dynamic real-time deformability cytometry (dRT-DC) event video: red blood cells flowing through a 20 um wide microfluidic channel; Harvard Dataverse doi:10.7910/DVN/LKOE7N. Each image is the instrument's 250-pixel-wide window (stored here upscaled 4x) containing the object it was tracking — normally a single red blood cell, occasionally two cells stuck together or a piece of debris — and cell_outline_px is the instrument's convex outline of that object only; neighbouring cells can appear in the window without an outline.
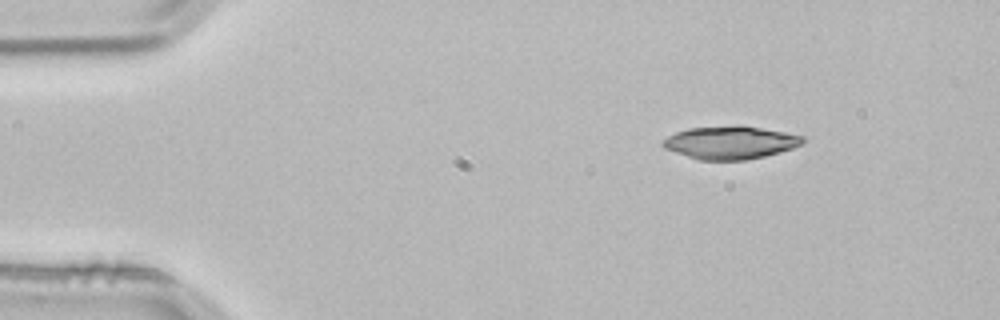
{"species": "common noctule bat (a hibernating species)", "species_latin": "Nyctalus noctula", "temperature_condition": "room temperature", "stored_images_in_passage": 3, "camera_frame_rate_fps": 3000, "um_per_image_px": 0.085, "animal": {"sex": "male", "body_mass_g": 21.5, "forearm_length_mm": 52.0}, "frame": {"image": 1, "passage_image": 1, "time_ms": 0.0, "image_size_px": [1000, 320], "cell_outline_px": [[804, 144], [780, 152], [764, 156], [744, 160], [696, 160], [664, 148], [660, 144], [668, 136], [676, 132], [688, 128], [740, 124], [784, 132], [804, 136]], "centroid_in_image_um": [62.07, 12.11], "position_along_channel_um": 22.9, "area_um2": 27.11}}